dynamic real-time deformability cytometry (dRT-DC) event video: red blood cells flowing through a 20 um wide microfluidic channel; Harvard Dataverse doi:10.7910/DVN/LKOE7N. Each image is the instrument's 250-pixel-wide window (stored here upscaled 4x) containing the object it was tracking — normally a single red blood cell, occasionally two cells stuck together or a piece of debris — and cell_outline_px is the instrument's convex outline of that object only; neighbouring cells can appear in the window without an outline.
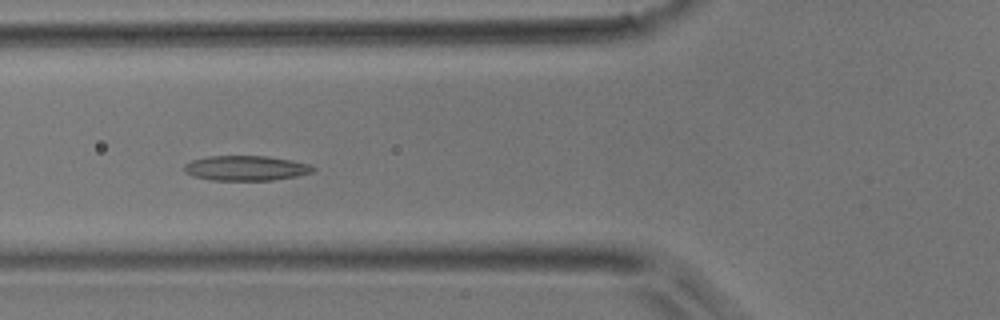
{"species": "common noctule bat (a hibernating species)", "species_latin": "Nyctalus noctula", "temperature_condition": "room temperature", "stored_images_in_passage": 27, "camera_frame_rate_fps": 3000, "um_per_image_px": 0.085, "animal": {"sex": "male", "body_mass_g": 17.9}, "frame": {"image": 1, "passage_image": 18, "time_ms": 5.667, "image_size_px": [1000, 320], "cell_outline_px": [[316, 168], [312, 172], [296, 176], [272, 180], [212, 180], [192, 176], [184, 172], [184, 164], [192, 160], [208, 156], [268, 156], [292, 160], [308, 164]], "centroid_in_image_um": [20.88, 14.29], "position_along_channel_um": 104.9, "area_um2": 18.73}}
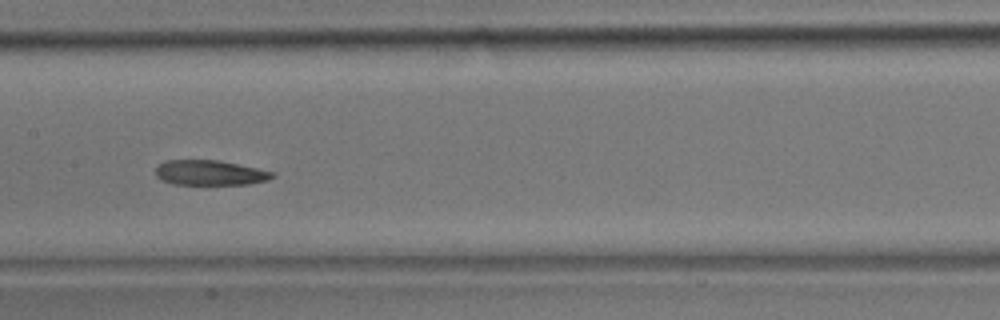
{"frame": {"image": 2, "passage_image": 24, "time_ms": 7.667, "image_size_px": [1000, 320], "cell_outline_px": [[276, 176], [268, 180], [248, 184], [172, 184], [156, 176], [156, 168], [164, 160], [216, 160], [256, 168], [272, 172]], "centroid_in_image_um": [17.83, 14.68], "position_along_channel_um": 189.6, "area_um2": 16.76}}
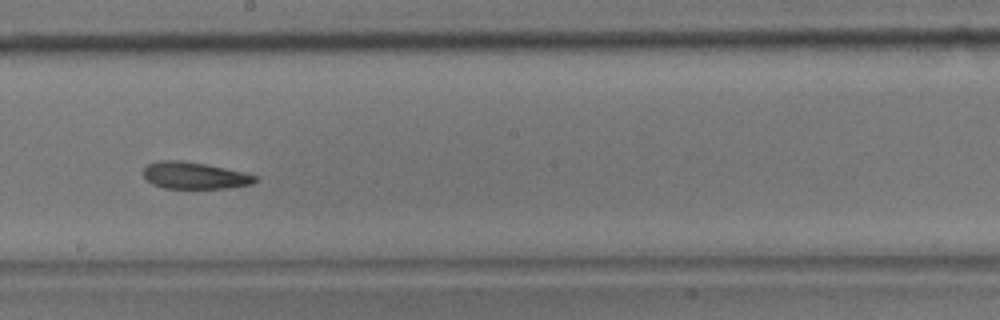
{"frame": {"image": 3, "passage_image": 27, "time_ms": 8.667, "image_size_px": [1000, 320], "cell_outline_px": [[256, 180], [252, 184], [228, 188], [164, 188], [152, 184], [144, 176], [144, 168], [148, 164], [156, 160], [180, 160], [204, 164], [244, 172], [256, 176]], "centroid_in_image_um": [16.51, 14.92], "position_along_channel_um": 231.7, "area_um2": 17.34}}